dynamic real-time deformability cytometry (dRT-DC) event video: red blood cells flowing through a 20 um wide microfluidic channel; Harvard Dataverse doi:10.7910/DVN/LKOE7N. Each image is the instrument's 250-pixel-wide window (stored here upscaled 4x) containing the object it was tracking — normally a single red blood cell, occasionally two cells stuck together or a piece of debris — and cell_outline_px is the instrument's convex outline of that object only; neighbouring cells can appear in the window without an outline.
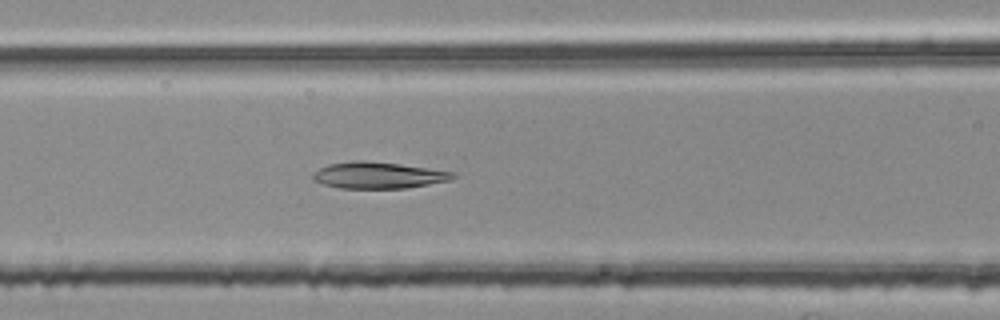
{"species": "common noctule bat (a hibernating species)", "species_latin": "Nyctalus noctula", "temperature_condition": "room temperature", "stored_images_in_passage": 51, "camera_frame_rate_fps": 3000, "um_per_image_px": 0.085, "animal": {"sex": "female", "body_mass_g": 25.1}, "frame": {"image": 1, "passage_image": 21, "time_ms": 6.667, "image_size_px": [1000, 320], "cell_outline_px": [[456, 176], [452, 180], [408, 188], [340, 188], [324, 184], [312, 180], [312, 176], [320, 168], [328, 164], [360, 160], [400, 164], [456, 172]], "centroid_in_image_um": [32.2, 14.9], "position_along_channel_um": 134.4, "area_um2": 21.5}}
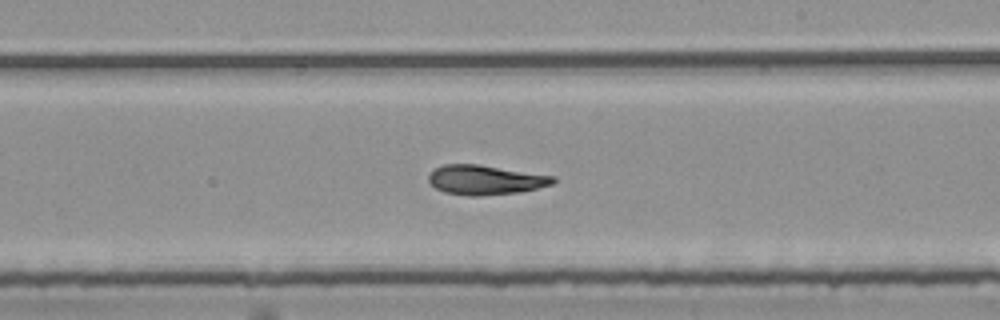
{"frame": {"image": 2, "passage_image": 30, "time_ms": 9.667, "image_size_px": [1000, 320], "cell_outline_px": [[556, 180], [552, 184], [536, 188], [516, 192], [480, 196], [468, 196], [444, 192], [436, 188], [428, 180], [428, 176], [436, 168], [444, 164], [480, 164], [556, 176]], "centroid_in_image_um": [41.26, 15.28], "position_along_channel_um": 247.7, "area_um2": 21.39}}
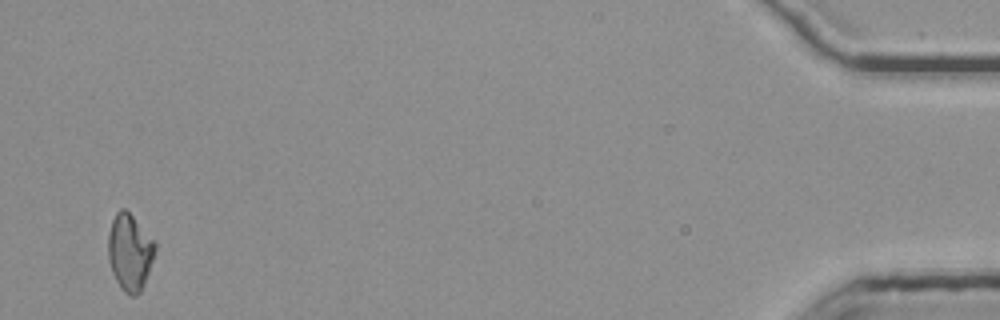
{"frame": {"image": 3, "passage_image": 51, "time_ms": 16.667, "image_size_px": [1000, 320], "cell_outline_px": [[156, 248], [144, 284], [140, 292], [136, 296], [128, 296], [124, 292], [116, 280], [112, 272], [108, 260], [108, 236], [112, 220], [116, 212], [120, 208], [124, 208], [156, 240]], "centroid_in_image_um": [11.03, 21.43], "position_along_channel_um": 424.2, "area_um2": 20.98}, "authors_computed_cell_mechanics": {"area_um2": 21.4438, "velocity_mm_per_s": 3.788, "shape_relaxation_time_tau1_ms": null, "shape_relaxation_time_tau2_ms": 10.4949, "deformation_change_tau1": null, "deformation_change_tau2": 0.1791}}